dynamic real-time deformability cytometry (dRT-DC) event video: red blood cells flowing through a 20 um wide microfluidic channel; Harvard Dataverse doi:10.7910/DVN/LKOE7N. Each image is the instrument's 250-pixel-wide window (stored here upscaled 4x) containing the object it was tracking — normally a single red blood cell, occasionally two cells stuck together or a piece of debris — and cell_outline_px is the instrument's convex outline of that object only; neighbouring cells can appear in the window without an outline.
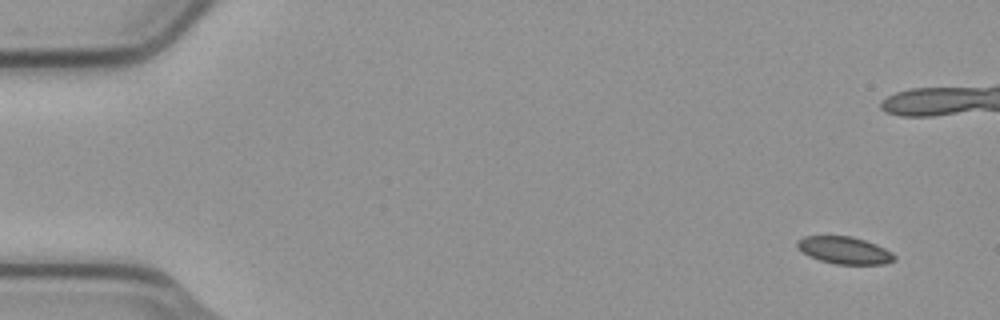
{"species": "common noctule bat (a hibernating species)", "species_latin": "Nyctalus noctula", "temperature_condition": "cold", "stored_images_in_passage": 6, "camera_frame_rate_fps": 3000, "um_per_image_px": 0.085, "animal": {"sex": "male", "body_mass_g": 23.1, "forearm_length_mm": 52.7}, "frame": {"image": 1, "passage_image": 1, "time_ms": 0.0, "image_size_px": [1000, 320], "cell_outline_px": [[896, 260], [884, 264], [836, 264], [820, 260], [808, 256], [796, 244], [796, 240], [804, 236], [852, 236], [876, 244], [892, 252], [896, 256]], "centroid_in_image_um": [71.8, 21.27], "position_along_channel_um": 13.2, "area_um2": 15.37}}